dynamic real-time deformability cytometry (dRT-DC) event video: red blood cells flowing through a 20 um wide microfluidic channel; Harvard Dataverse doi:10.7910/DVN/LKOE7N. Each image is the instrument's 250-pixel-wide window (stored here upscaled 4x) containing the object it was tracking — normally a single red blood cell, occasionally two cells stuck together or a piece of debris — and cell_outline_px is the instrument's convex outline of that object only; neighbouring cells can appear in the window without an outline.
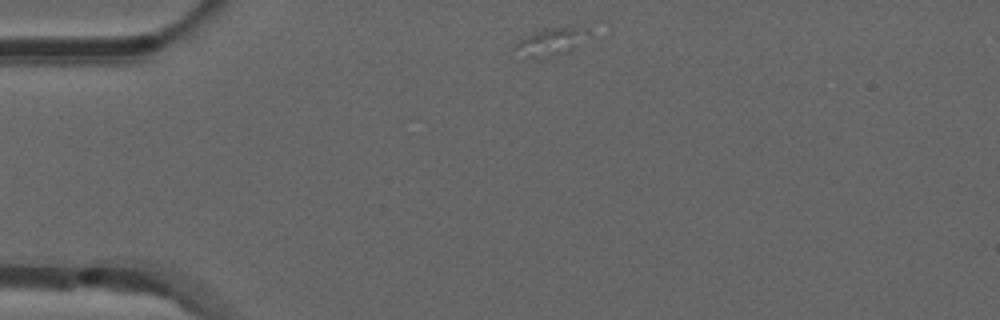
{"species": "common noctule bat (a hibernating species)", "species_latin": "Nyctalus noctula", "temperature_condition": "room temperature", "stored_images_in_passage": 6, "camera_frame_rate_fps": 3000, "um_per_image_px": 0.085, "animal": {"sex": "male", "forearm_length_mm": 52.5}, "frame": {"image": 1, "passage_image": 1, "time_ms": 0.0, "image_size_px": [1000, 320], "cell_outline_px": [[592, 36], [568, 52], [556, 56], [540, 60], [536, 60], [528, 56], [516, 48], [516, 44], [524, 36], [536, 32], [552, 28], [588, 28]], "centroid_in_image_um": [46.94, 3.58], "position_along_channel_um": 38.1, "area_um2": 11.68}}